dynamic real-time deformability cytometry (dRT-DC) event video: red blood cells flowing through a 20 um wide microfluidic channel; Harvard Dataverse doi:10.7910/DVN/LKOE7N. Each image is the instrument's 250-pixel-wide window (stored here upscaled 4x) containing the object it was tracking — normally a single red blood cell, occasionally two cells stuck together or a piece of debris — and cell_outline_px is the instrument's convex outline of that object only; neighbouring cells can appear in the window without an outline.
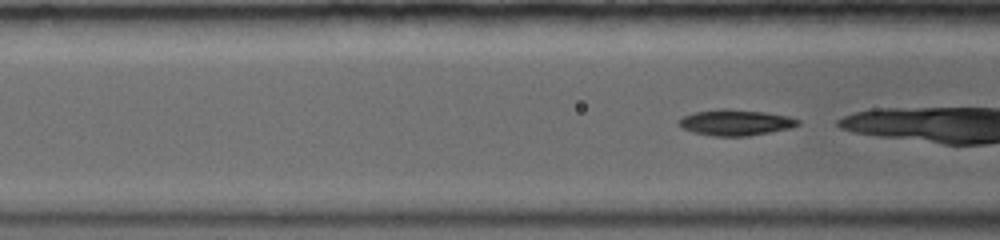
{"species": "common noctule bat (a hibernating species)", "species_latin": "Nyctalus noctula", "temperature_condition": "warm", "stored_images_in_passage": 7, "camera_frame_rate_fps": 5000, "um_per_image_px": 0.085, "animal": {"sex": "female", "body_mass_g": 19.0, "forearm_length_mm": 56.7}, "frame": {"image": 1, "passage_image": 5, "time_ms": 1.0, "image_size_px": [1000, 240], "cell_outline_px": [[800, 124], [788, 128], [748, 136], [712, 136], [692, 132], [676, 124], [676, 120], [692, 112], [724, 108], [764, 112], [788, 116], [800, 120]], "centroid_in_image_um": [62.45, 10.41], "position_along_channel_um": 104.1, "area_um2": 17.98}}